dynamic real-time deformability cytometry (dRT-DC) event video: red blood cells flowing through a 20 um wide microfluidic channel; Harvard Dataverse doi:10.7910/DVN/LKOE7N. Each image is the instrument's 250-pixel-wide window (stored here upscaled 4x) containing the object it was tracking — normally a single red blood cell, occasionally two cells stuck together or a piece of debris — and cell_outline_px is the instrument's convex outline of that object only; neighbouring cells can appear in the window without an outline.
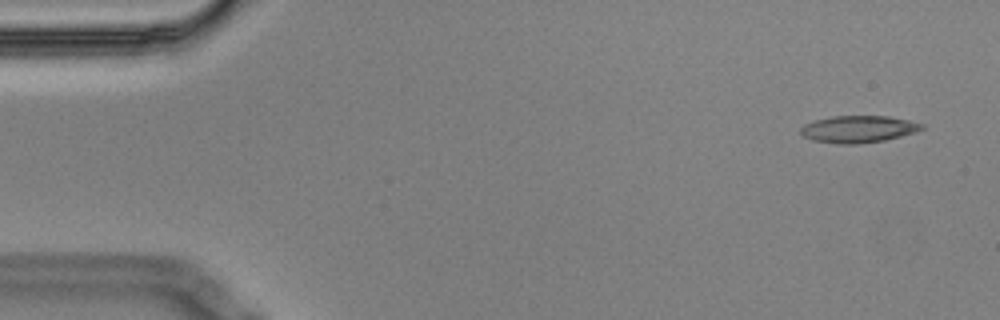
{"species": "Egyptian fruit bat (a non-hibernating species)", "species_latin": "Rousettus aegyptiacus", "temperature_condition": "cold", "stored_images_in_passage": 8, "camera_frame_rate_fps": 3000, "um_per_image_px": 0.085, "animal": {"sex": "male"}, "frame": {"image": 1, "passage_image": 1, "time_ms": 0.0, "image_size_px": [1000, 320], "cell_outline_px": [[924, 128], [916, 132], [884, 140], [856, 144], [836, 144], [812, 140], [804, 136], [800, 132], [800, 128], [804, 124], [816, 120], [832, 116], [888, 116], [908, 120], [924, 124]], "centroid_in_image_um": [72.95, 10.97], "position_along_channel_um": 12.1, "area_um2": 19.02}}
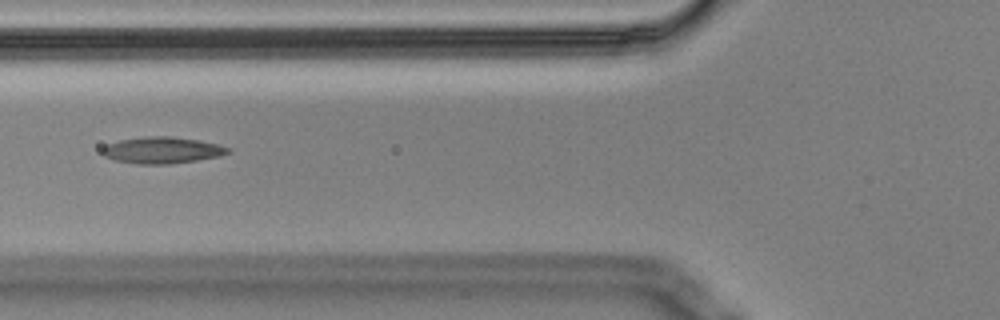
{"frame": {"image": 2, "passage_image": 6, "time_ms": 1.667, "image_size_px": [1000, 320], "cell_outline_px": [[232, 152], [220, 156], [196, 160], [168, 164], [136, 164], [112, 160], [104, 156], [100, 152], [100, 148], [108, 144], [120, 140], [148, 136], [168, 136], [200, 140], [232, 148]], "centroid_in_image_um": [13.76, 12.77], "position_along_channel_um": 112.0, "area_um2": 19.59}}
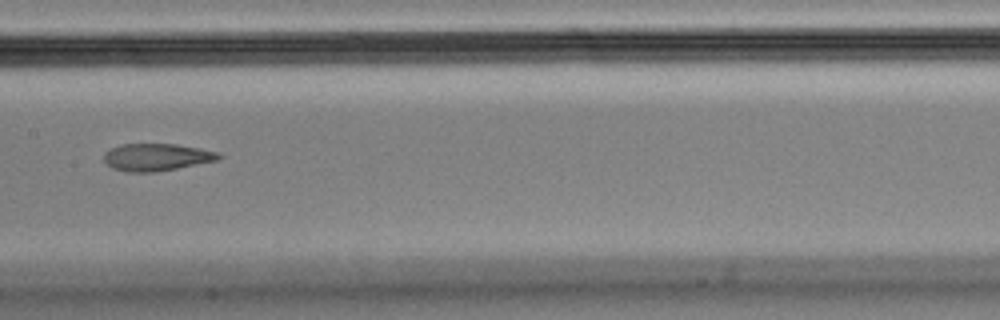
{"frame": {"image": 3, "passage_image": 8, "time_ms": 2.333, "image_size_px": [1000, 320], "cell_outline_px": [[224, 156], [216, 160], [156, 172], [128, 172], [112, 168], [104, 160], [104, 152], [120, 144], [176, 144], [200, 148], [220, 152]], "centroid_in_image_um": [13.32, 13.35], "position_along_channel_um": 194.1, "area_um2": 18.21}}